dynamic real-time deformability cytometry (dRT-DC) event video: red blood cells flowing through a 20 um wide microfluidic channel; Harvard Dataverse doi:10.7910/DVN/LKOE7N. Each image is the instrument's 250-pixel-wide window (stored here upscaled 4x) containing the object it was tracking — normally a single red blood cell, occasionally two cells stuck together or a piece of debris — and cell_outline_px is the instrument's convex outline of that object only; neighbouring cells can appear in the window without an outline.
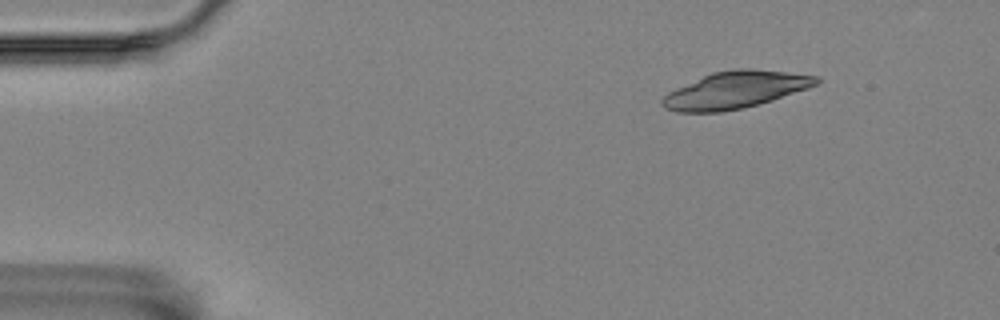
{"species": "Egyptian fruit bat (a non-hibernating species)", "species_latin": "Rousettus aegyptiacus", "temperature_condition": "room temperature", "stored_images_in_passage": 16, "camera_frame_rate_fps": 3000, "um_per_image_px": 0.085, "animal": {"sex": "female"}, "frame": {"image": 1, "passage_image": 2, "time_ms": 0.333, "image_size_px": [1000, 320], "cell_outline_px": [[820, 80], [816, 84], [808, 88], [772, 100], [740, 108], [720, 112], [676, 112], [664, 108], [660, 104], [660, 100], [668, 92], [676, 88], [712, 72], [732, 68], [752, 68], [788, 72], [820, 76]], "centroid_in_image_um": [62.48, 7.63], "position_along_channel_um": 22.5, "area_um2": 33.12}}